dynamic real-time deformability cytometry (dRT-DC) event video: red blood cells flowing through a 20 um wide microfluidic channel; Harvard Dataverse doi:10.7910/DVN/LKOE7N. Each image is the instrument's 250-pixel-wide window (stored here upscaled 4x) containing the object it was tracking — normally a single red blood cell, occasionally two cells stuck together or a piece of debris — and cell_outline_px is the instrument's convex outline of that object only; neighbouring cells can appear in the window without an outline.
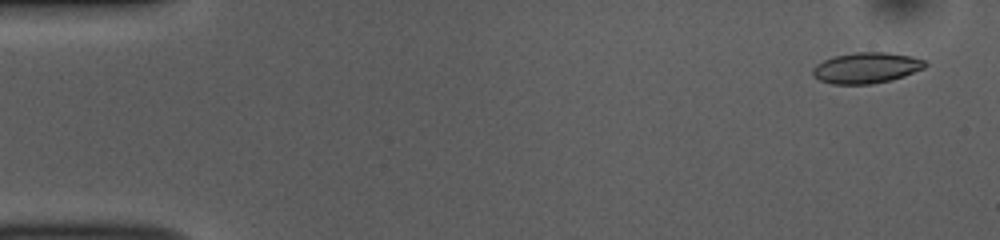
{"species": "common noctule bat (a hibernating species)", "species_latin": "Nyctalus noctula", "temperature_condition": "room temperature", "stored_images_in_passage": 51, "camera_frame_rate_fps": 3000, "um_per_image_px": 0.085, "animal": {"sex": "female", "body_mass_g": 10.0, "forearm_length_mm": 53.1}, "frame": {"image": 1, "passage_image": 2, "time_ms": 0.333, "image_size_px": [1000, 240], "cell_outline_px": [[928, 64], [924, 68], [904, 76], [892, 80], [872, 84], [832, 84], [820, 80], [812, 76], [812, 68], [816, 64], [832, 56], [856, 52], [888, 52], [912, 56], [924, 60]], "centroid_in_image_um": [73.63, 5.76], "position_along_channel_um": 11.4, "area_um2": 20.4}}
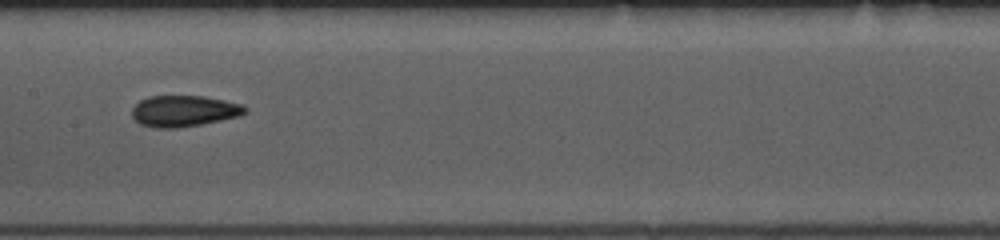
{"frame": {"image": 2, "passage_image": 25, "time_ms": 8.0, "image_size_px": [1000, 240], "cell_outline_px": [[248, 112], [240, 116], [200, 124], [176, 128], [156, 128], [140, 124], [132, 116], [132, 108], [140, 100], [148, 96], [204, 96], [244, 104], [248, 108]], "centroid_in_image_um": [15.66, 9.43], "position_along_channel_um": 191.7, "area_um2": 20.63}}
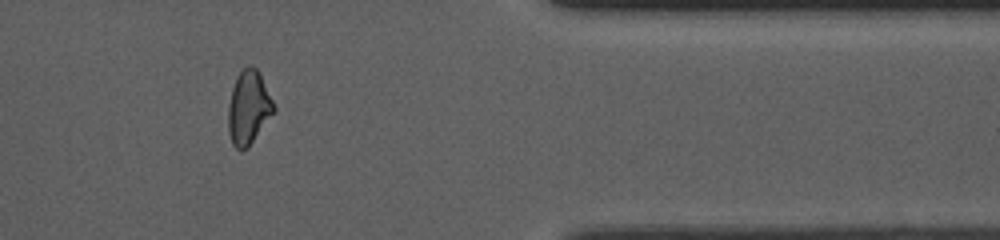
{"frame": {"image": 3, "passage_image": 42, "time_ms": 13.667, "image_size_px": [1000, 240], "cell_outline_px": [[276, 108], [248, 148], [240, 152], [232, 144], [228, 132], [228, 104], [232, 88], [236, 76], [248, 64], [256, 68]], "centroid_in_image_um": [21.09, 9.18], "position_along_channel_um": 390.3, "area_um2": 19.36}, "authors_computed_cell_mechanics": {"area_um2": 19.8832, "velocity_mm_per_s": 3.8933, "shape_relaxation_time_tau1_ms": null, "shape_relaxation_time_tau2_ms": 2.2471, "deformation_change_tau1": null, "deformation_change_tau2": 0.0923}}